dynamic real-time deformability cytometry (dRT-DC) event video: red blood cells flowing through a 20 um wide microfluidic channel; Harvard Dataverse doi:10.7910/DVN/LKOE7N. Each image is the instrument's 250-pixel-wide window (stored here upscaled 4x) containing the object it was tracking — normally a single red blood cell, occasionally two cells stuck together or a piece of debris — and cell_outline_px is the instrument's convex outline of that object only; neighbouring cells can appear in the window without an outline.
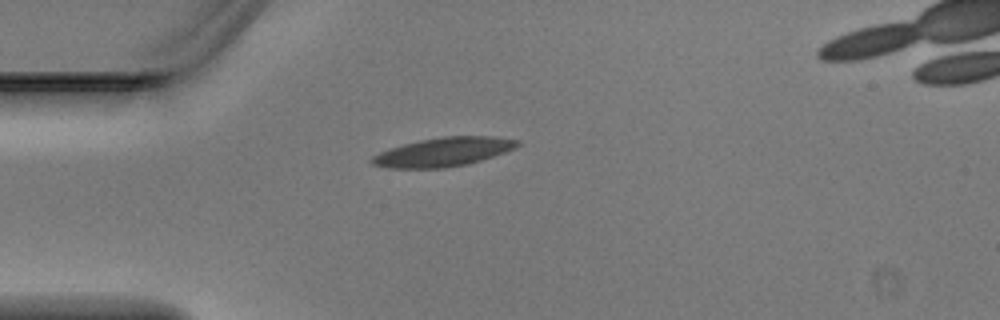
{"species": "Egyptian fruit bat (a non-hibernating species)", "species_latin": "Rousettus aegyptiacus", "temperature_condition": "warm", "stored_images_in_passage": 2, "camera_frame_rate_fps": 3000, "um_per_image_px": 0.085, "animal": {"sex": "male"}, "frame": {"image": 1, "passage_image": 1, "time_ms": 0.0, "image_size_px": [1000, 320], "cell_outline_px": [[520, 144], [504, 152], [468, 164], [444, 168], [388, 168], [372, 164], [368, 160], [372, 156], [388, 148], [420, 140], [444, 136], [488, 136], [520, 140]], "centroid_in_image_um": [37.62, 12.92], "position_along_channel_um": 47.4, "area_um2": 24.33}}